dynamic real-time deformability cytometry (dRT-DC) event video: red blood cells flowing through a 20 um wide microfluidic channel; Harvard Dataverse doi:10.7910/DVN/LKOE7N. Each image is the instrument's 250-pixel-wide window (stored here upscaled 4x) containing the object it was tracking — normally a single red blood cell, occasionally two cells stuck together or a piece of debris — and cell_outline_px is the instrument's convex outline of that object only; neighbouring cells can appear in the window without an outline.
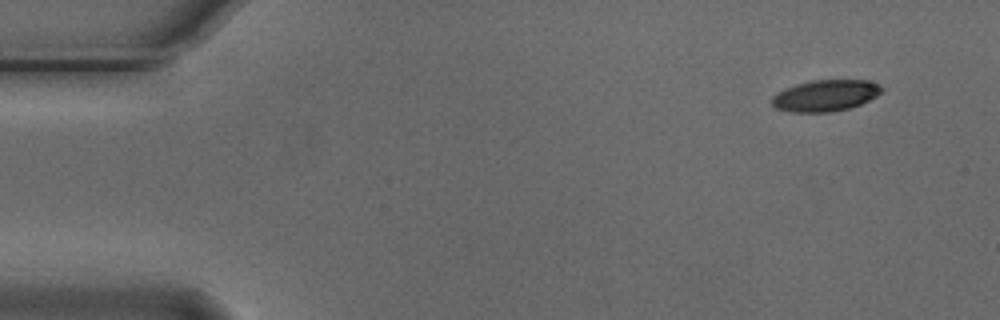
{"species": "Egyptian fruit bat (a non-hibernating species)", "species_latin": "Rousettus aegyptiacus", "temperature_condition": "cold", "stored_images_in_passage": 5, "camera_frame_rate_fps": 3000, "um_per_image_px": 0.085, "animal": {"sex": "male"}, "frame": {"image": 1, "passage_image": 1, "time_ms": 0.0, "image_size_px": [1000, 320], "cell_outline_px": [[884, 88], [876, 96], [860, 104], [848, 108], [828, 112], [788, 112], [776, 108], [772, 104], [772, 96], [796, 84], [812, 80], [868, 80], [880, 84]], "centroid_in_image_um": [70.17, 8.12], "position_along_channel_um": 14.8, "area_um2": 19.88}}
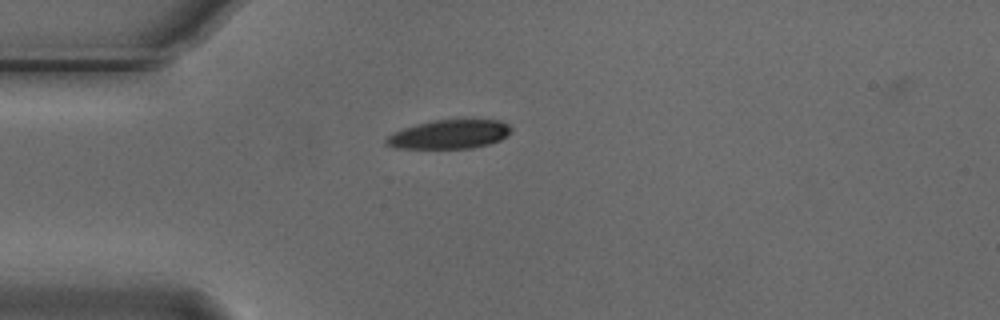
{"frame": {"image": 2, "passage_image": 4, "time_ms": 1.0, "image_size_px": [1000, 320], "cell_outline_px": [[512, 132], [508, 136], [500, 140], [488, 144], [472, 148], [392, 148], [384, 144], [384, 140], [392, 132], [416, 124], [432, 120], [500, 120], [508, 124], [512, 128]], "centroid_in_image_um": [38.18, 11.42], "position_along_channel_um": 46.8, "area_um2": 21.21}}